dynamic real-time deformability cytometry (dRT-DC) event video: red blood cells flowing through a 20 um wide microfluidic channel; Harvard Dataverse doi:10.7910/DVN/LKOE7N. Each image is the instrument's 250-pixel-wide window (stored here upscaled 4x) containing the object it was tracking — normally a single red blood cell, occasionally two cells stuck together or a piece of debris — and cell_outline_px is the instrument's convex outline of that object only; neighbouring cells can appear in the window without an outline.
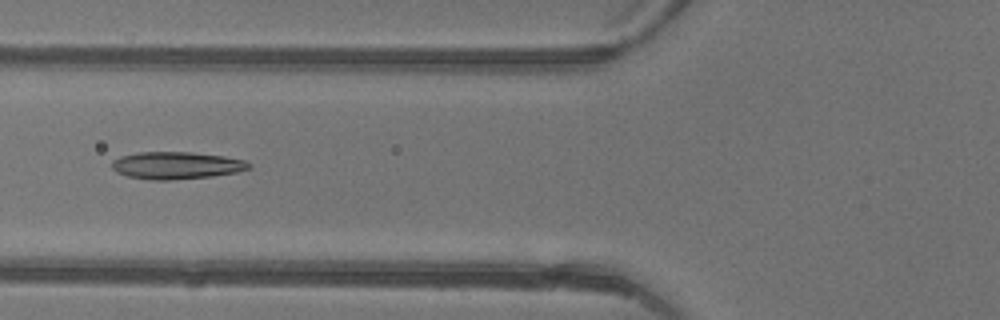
{"species": "common noctule bat (a hibernating species)", "species_latin": "Nyctalus noctula", "temperature_condition": "warm", "stored_images_in_passage": 37, "camera_frame_rate_fps": 3000, "um_per_image_px": 0.085, "animal": {"sex": "female"}, "frame": {"image": 1, "passage_image": 9, "time_ms": 2.667, "image_size_px": [1000, 320], "cell_outline_px": [[252, 168], [236, 172], [212, 176], [172, 180], [148, 180], [128, 176], [116, 172], [112, 168], [112, 160], [120, 156], [136, 152], [192, 152], [224, 156], [244, 160], [252, 164]], "centroid_in_image_um": [14.99, 14.06], "position_along_channel_um": 110.8, "area_um2": 21.96}}
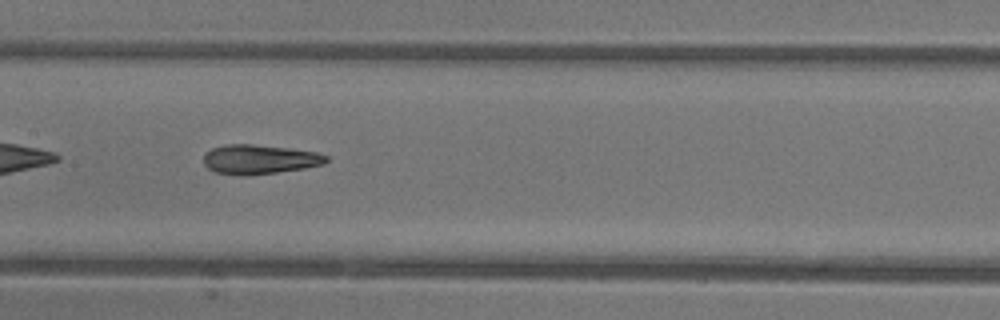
{"frame": {"image": 2, "passage_image": 14, "time_ms": 4.333, "image_size_px": [1000, 320], "cell_outline_px": [[328, 160], [324, 164], [304, 168], [276, 172], [240, 176], [212, 172], [204, 164], [204, 156], [212, 148], [228, 144], [252, 144], [288, 148], [316, 152], [328, 156]], "centroid_in_image_um": [22.04, 13.55], "position_along_channel_um": 185.4, "area_um2": 20.92}}
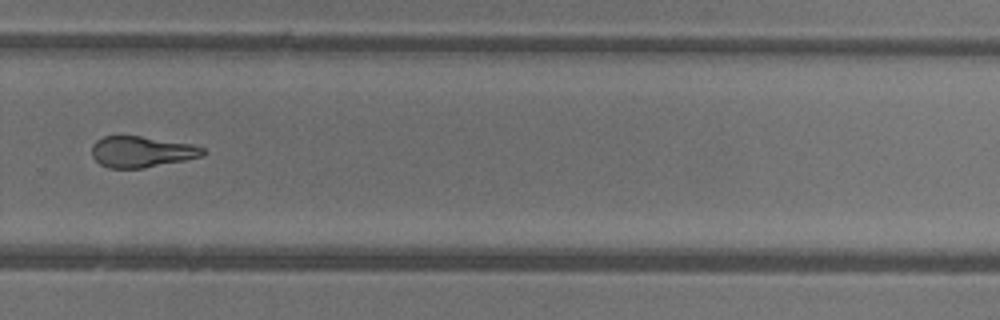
{"frame": {"image": 3, "passage_image": 23, "time_ms": 7.333, "image_size_px": [1000, 320], "cell_outline_px": [[208, 152], [204, 156], [144, 168], [108, 168], [100, 164], [92, 156], [92, 144], [96, 140], [104, 136], [140, 136], [192, 144], [204, 148]], "centroid_in_image_um": [12.05, 12.9], "position_along_channel_um": 317.8, "area_um2": 20.17}, "authors_computed_cell_mechanics": {"area_um2": 21.5016, "velocity_mm_per_s": 4.4448, "shape_relaxation_time_tau1_ms": 8.4453, "shape_relaxation_time_tau2_ms": 2.2514, "deformation_change_tau1": 0.2831, "deformation_change_tau2": 0.112}}